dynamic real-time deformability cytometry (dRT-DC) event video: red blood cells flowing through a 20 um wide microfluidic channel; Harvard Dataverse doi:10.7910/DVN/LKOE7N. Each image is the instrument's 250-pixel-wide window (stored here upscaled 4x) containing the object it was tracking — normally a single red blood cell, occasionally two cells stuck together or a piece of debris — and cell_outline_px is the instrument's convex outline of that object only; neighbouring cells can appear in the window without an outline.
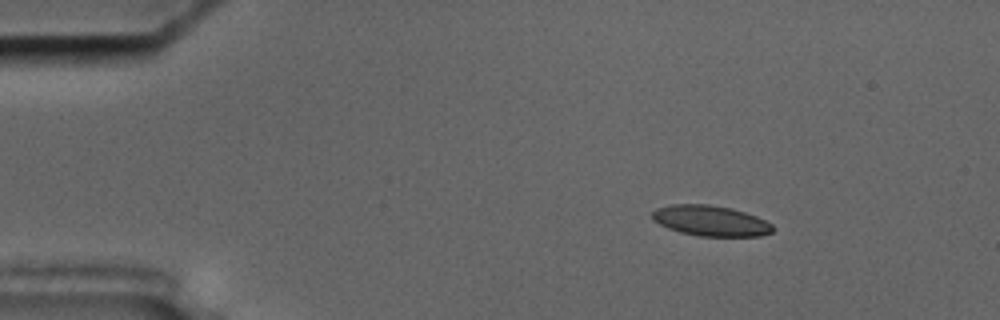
{"species": "common noctule bat (a hibernating species)", "species_latin": "Nyctalus noctula", "temperature_condition": "cold", "stored_images_in_passage": 49, "camera_frame_rate_fps": 3000, "um_per_image_px": 0.085, "animal": {"sex": "male", "body_mass_g": 17.5, "forearm_length_mm": 52.3}, "frame": {"image": 1, "passage_image": 1, "time_ms": 0.0, "image_size_px": [1000, 320], "cell_outline_px": [[776, 228], [772, 232], [760, 236], [700, 236], [680, 232], [668, 228], [652, 220], [652, 212], [656, 208], [672, 204], [708, 204], [732, 208], [756, 216], [772, 224]], "centroid_in_image_um": [60.41, 18.76], "position_along_channel_um": 24.6, "area_um2": 21.5}}
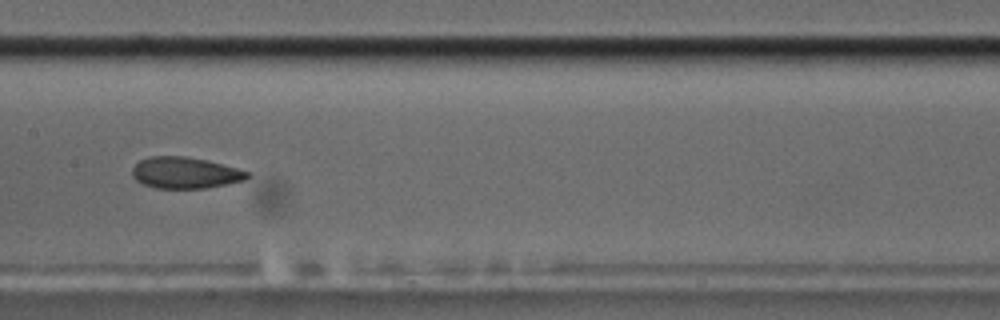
{"frame": {"image": 2, "passage_image": 21, "time_ms": 6.667, "image_size_px": [1000, 320], "cell_outline_px": [[248, 176], [244, 180], [228, 184], [204, 188], [156, 188], [144, 184], [136, 180], [132, 176], [132, 168], [140, 160], [148, 156], [184, 156], [204, 160], [236, 168], [248, 172]], "centroid_in_image_um": [15.69, 14.69], "position_along_channel_um": 191.7, "area_um2": 20.75}}
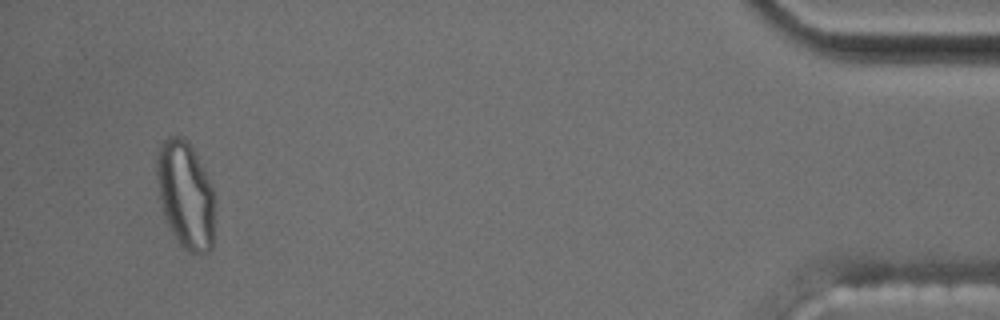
{"frame": {"image": 3, "passage_image": 46, "time_ms": 15.0, "image_size_px": [1000, 320], "cell_outline_px": [[212, 248], [208, 252], [188, 252], [180, 244], [172, 232], [164, 216], [160, 200], [156, 176], [156, 152], [160, 144], [168, 136], [184, 136], [188, 140], [212, 188]], "centroid_in_image_um": [15.71, 16.52], "position_along_channel_um": 419.5, "area_um2": 35.6}, "authors_computed_cell_mechanics": {"area_um2": 22.1374, "velocity_mm_per_s": 3.6039, "shape_relaxation_time_tau1_ms": null, "shape_relaxation_time_tau2_ms": 2.531, "deformation_change_tau1": null, "deformation_change_tau2": 0.0732}}